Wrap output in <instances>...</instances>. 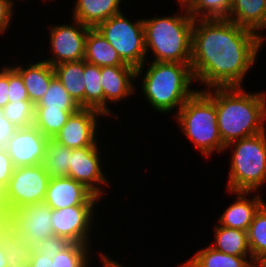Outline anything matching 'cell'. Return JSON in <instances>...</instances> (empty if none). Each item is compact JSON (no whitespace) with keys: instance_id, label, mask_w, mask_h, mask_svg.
Returning <instances> with one entry per match:
<instances>
[{"instance_id":"15","label":"cell","mask_w":266,"mask_h":267,"mask_svg":"<svg viewBox=\"0 0 266 267\" xmlns=\"http://www.w3.org/2000/svg\"><path fill=\"white\" fill-rule=\"evenodd\" d=\"M100 200L83 184L71 177L50 178L45 202L52 209H62L77 205H96Z\"/></svg>"},{"instance_id":"34","label":"cell","mask_w":266,"mask_h":267,"mask_svg":"<svg viewBox=\"0 0 266 267\" xmlns=\"http://www.w3.org/2000/svg\"><path fill=\"white\" fill-rule=\"evenodd\" d=\"M9 102L20 100H29L27 89L24 85L21 75L12 67L9 66Z\"/></svg>"},{"instance_id":"7","label":"cell","mask_w":266,"mask_h":267,"mask_svg":"<svg viewBox=\"0 0 266 267\" xmlns=\"http://www.w3.org/2000/svg\"><path fill=\"white\" fill-rule=\"evenodd\" d=\"M96 29L114 47L125 64L137 69L138 79L148 58L143 19L131 22L121 12L100 23Z\"/></svg>"},{"instance_id":"4","label":"cell","mask_w":266,"mask_h":267,"mask_svg":"<svg viewBox=\"0 0 266 267\" xmlns=\"http://www.w3.org/2000/svg\"><path fill=\"white\" fill-rule=\"evenodd\" d=\"M179 5L184 14L143 19L146 55L152 51L154 62H191L194 18Z\"/></svg>"},{"instance_id":"22","label":"cell","mask_w":266,"mask_h":267,"mask_svg":"<svg viewBox=\"0 0 266 267\" xmlns=\"http://www.w3.org/2000/svg\"><path fill=\"white\" fill-rule=\"evenodd\" d=\"M1 241L5 250L7 267H29L34 252L21 235L7 222L0 228Z\"/></svg>"},{"instance_id":"33","label":"cell","mask_w":266,"mask_h":267,"mask_svg":"<svg viewBox=\"0 0 266 267\" xmlns=\"http://www.w3.org/2000/svg\"><path fill=\"white\" fill-rule=\"evenodd\" d=\"M0 111L16 128H28L34 125L35 105L30 100L8 102Z\"/></svg>"},{"instance_id":"41","label":"cell","mask_w":266,"mask_h":267,"mask_svg":"<svg viewBox=\"0 0 266 267\" xmlns=\"http://www.w3.org/2000/svg\"><path fill=\"white\" fill-rule=\"evenodd\" d=\"M0 213L7 219L6 188L0 185Z\"/></svg>"},{"instance_id":"26","label":"cell","mask_w":266,"mask_h":267,"mask_svg":"<svg viewBox=\"0 0 266 267\" xmlns=\"http://www.w3.org/2000/svg\"><path fill=\"white\" fill-rule=\"evenodd\" d=\"M71 152V148L49 138L42 165L50 178L69 177Z\"/></svg>"},{"instance_id":"6","label":"cell","mask_w":266,"mask_h":267,"mask_svg":"<svg viewBox=\"0 0 266 267\" xmlns=\"http://www.w3.org/2000/svg\"><path fill=\"white\" fill-rule=\"evenodd\" d=\"M232 146V147H231ZM227 190L257 192L266 181V131L233 141Z\"/></svg>"},{"instance_id":"32","label":"cell","mask_w":266,"mask_h":267,"mask_svg":"<svg viewBox=\"0 0 266 267\" xmlns=\"http://www.w3.org/2000/svg\"><path fill=\"white\" fill-rule=\"evenodd\" d=\"M89 245L70 243L64 250L53 258V267H89Z\"/></svg>"},{"instance_id":"24","label":"cell","mask_w":266,"mask_h":267,"mask_svg":"<svg viewBox=\"0 0 266 267\" xmlns=\"http://www.w3.org/2000/svg\"><path fill=\"white\" fill-rule=\"evenodd\" d=\"M55 77L81 108H85L84 60L53 66Z\"/></svg>"},{"instance_id":"9","label":"cell","mask_w":266,"mask_h":267,"mask_svg":"<svg viewBox=\"0 0 266 267\" xmlns=\"http://www.w3.org/2000/svg\"><path fill=\"white\" fill-rule=\"evenodd\" d=\"M74 23L50 26V47L52 57L45 59L51 66L64 62L84 60L85 41L90 27L78 20Z\"/></svg>"},{"instance_id":"45","label":"cell","mask_w":266,"mask_h":267,"mask_svg":"<svg viewBox=\"0 0 266 267\" xmlns=\"http://www.w3.org/2000/svg\"><path fill=\"white\" fill-rule=\"evenodd\" d=\"M257 267H266V258H265L263 261H261V262L257 265Z\"/></svg>"},{"instance_id":"31","label":"cell","mask_w":266,"mask_h":267,"mask_svg":"<svg viewBox=\"0 0 266 267\" xmlns=\"http://www.w3.org/2000/svg\"><path fill=\"white\" fill-rule=\"evenodd\" d=\"M35 107L65 111H78L81 108L56 77L50 82L48 90Z\"/></svg>"},{"instance_id":"19","label":"cell","mask_w":266,"mask_h":267,"mask_svg":"<svg viewBox=\"0 0 266 267\" xmlns=\"http://www.w3.org/2000/svg\"><path fill=\"white\" fill-rule=\"evenodd\" d=\"M227 20L265 39L260 31L266 28V0H233Z\"/></svg>"},{"instance_id":"3","label":"cell","mask_w":266,"mask_h":267,"mask_svg":"<svg viewBox=\"0 0 266 267\" xmlns=\"http://www.w3.org/2000/svg\"><path fill=\"white\" fill-rule=\"evenodd\" d=\"M142 78L143 96L156 111L178 110L197 90L190 87L195 81L190 63L154 62Z\"/></svg>"},{"instance_id":"27","label":"cell","mask_w":266,"mask_h":267,"mask_svg":"<svg viewBox=\"0 0 266 267\" xmlns=\"http://www.w3.org/2000/svg\"><path fill=\"white\" fill-rule=\"evenodd\" d=\"M247 237L252 259L258 265L266 258V202L256 212Z\"/></svg>"},{"instance_id":"18","label":"cell","mask_w":266,"mask_h":267,"mask_svg":"<svg viewBox=\"0 0 266 267\" xmlns=\"http://www.w3.org/2000/svg\"><path fill=\"white\" fill-rule=\"evenodd\" d=\"M12 67L21 75L29 100L36 105L48 90L50 82L55 78L53 66L40 60L37 63H29L27 68H23L22 65Z\"/></svg>"},{"instance_id":"16","label":"cell","mask_w":266,"mask_h":267,"mask_svg":"<svg viewBox=\"0 0 266 267\" xmlns=\"http://www.w3.org/2000/svg\"><path fill=\"white\" fill-rule=\"evenodd\" d=\"M136 68L130 65L102 66L101 85L104 93V115H113L108 102H120L136 91L133 81L136 79Z\"/></svg>"},{"instance_id":"38","label":"cell","mask_w":266,"mask_h":267,"mask_svg":"<svg viewBox=\"0 0 266 267\" xmlns=\"http://www.w3.org/2000/svg\"><path fill=\"white\" fill-rule=\"evenodd\" d=\"M9 66L0 69V110L9 102Z\"/></svg>"},{"instance_id":"43","label":"cell","mask_w":266,"mask_h":267,"mask_svg":"<svg viewBox=\"0 0 266 267\" xmlns=\"http://www.w3.org/2000/svg\"><path fill=\"white\" fill-rule=\"evenodd\" d=\"M5 250L1 241V236H0V267H7V259L5 257Z\"/></svg>"},{"instance_id":"37","label":"cell","mask_w":266,"mask_h":267,"mask_svg":"<svg viewBox=\"0 0 266 267\" xmlns=\"http://www.w3.org/2000/svg\"><path fill=\"white\" fill-rule=\"evenodd\" d=\"M14 4L9 0H0V34L6 33L13 18Z\"/></svg>"},{"instance_id":"40","label":"cell","mask_w":266,"mask_h":267,"mask_svg":"<svg viewBox=\"0 0 266 267\" xmlns=\"http://www.w3.org/2000/svg\"><path fill=\"white\" fill-rule=\"evenodd\" d=\"M29 267H53V261L50 256L34 251Z\"/></svg>"},{"instance_id":"20","label":"cell","mask_w":266,"mask_h":267,"mask_svg":"<svg viewBox=\"0 0 266 267\" xmlns=\"http://www.w3.org/2000/svg\"><path fill=\"white\" fill-rule=\"evenodd\" d=\"M122 0H76L73 9V19L83 25L96 28L111 16L121 13Z\"/></svg>"},{"instance_id":"28","label":"cell","mask_w":266,"mask_h":267,"mask_svg":"<svg viewBox=\"0 0 266 267\" xmlns=\"http://www.w3.org/2000/svg\"><path fill=\"white\" fill-rule=\"evenodd\" d=\"M233 0H186L183 5L196 19H227Z\"/></svg>"},{"instance_id":"10","label":"cell","mask_w":266,"mask_h":267,"mask_svg":"<svg viewBox=\"0 0 266 267\" xmlns=\"http://www.w3.org/2000/svg\"><path fill=\"white\" fill-rule=\"evenodd\" d=\"M96 205H77L52 209L51 226L55 236L64 237L71 243L90 245L89 236L95 216Z\"/></svg>"},{"instance_id":"1","label":"cell","mask_w":266,"mask_h":267,"mask_svg":"<svg viewBox=\"0 0 266 267\" xmlns=\"http://www.w3.org/2000/svg\"><path fill=\"white\" fill-rule=\"evenodd\" d=\"M264 39L227 19H196L192 30L191 70L205 88L242 87Z\"/></svg>"},{"instance_id":"42","label":"cell","mask_w":266,"mask_h":267,"mask_svg":"<svg viewBox=\"0 0 266 267\" xmlns=\"http://www.w3.org/2000/svg\"><path fill=\"white\" fill-rule=\"evenodd\" d=\"M101 258V264H103V267H124V265H121L118 261L112 260L109 258V255L107 256L104 253H100Z\"/></svg>"},{"instance_id":"35","label":"cell","mask_w":266,"mask_h":267,"mask_svg":"<svg viewBox=\"0 0 266 267\" xmlns=\"http://www.w3.org/2000/svg\"><path fill=\"white\" fill-rule=\"evenodd\" d=\"M71 242L64 237L51 236L44 241H39L34 244V251L46 254L53 258L58 252L64 250Z\"/></svg>"},{"instance_id":"23","label":"cell","mask_w":266,"mask_h":267,"mask_svg":"<svg viewBox=\"0 0 266 267\" xmlns=\"http://www.w3.org/2000/svg\"><path fill=\"white\" fill-rule=\"evenodd\" d=\"M179 267H257V265L254 263L252 256L226 254L209 245L198 250L192 258Z\"/></svg>"},{"instance_id":"17","label":"cell","mask_w":266,"mask_h":267,"mask_svg":"<svg viewBox=\"0 0 266 267\" xmlns=\"http://www.w3.org/2000/svg\"><path fill=\"white\" fill-rule=\"evenodd\" d=\"M228 192L235 193V195L237 194V200L229 205L219 217V225L227 228L248 231L256 212L265 201L260 195H254L253 198H248V194H251L252 192Z\"/></svg>"},{"instance_id":"2","label":"cell","mask_w":266,"mask_h":267,"mask_svg":"<svg viewBox=\"0 0 266 267\" xmlns=\"http://www.w3.org/2000/svg\"><path fill=\"white\" fill-rule=\"evenodd\" d=\"M218 131L226 146L266 131V93L242 87H215Z\"/></svg>"},{"instance_id":"12","label":"cell","mask_w":266,"mask_h":267,"mask_svg":"<svg viewBox=\"0 0 266 267\" xmlns=\"http://www.w3.org/2000/svg\"><path fill=\"white\" fill-rule=\"evenodd\" d=\"M49 138L34 125L16 128L3 146L15 168L41 165L46 153Z\"/></svg>"},{"instance_id":"25","label":"cell","mask_w":266,"mask_h":267,"mask_svg":"<svg viewBox=\"0 0 266 267\" xmlns=\"http://www.w3.org/2000/svg\"><path fill=\"white\" fill-rule=\"evenodd\" d=\"M214 231L215 243L210 246L215 250L235 256H251L247 231L221 225H216Z\"/></svg>"},{"instance_id":"5","label":"cell","mask_w":266,"mask_h":267,"mask_svg":"<svg viewBox=\"0 0 266 267\" xmlns=\"http://www.w3.org/2000/svg\"><path fill=\"white\" fill-rule=\"evenodd\" d=\"M175 118L186 138L203 156L225 150L217 125L215 87L197 90L176 112Z\"/></svg>"},{"instance_id":"36","label":"cell","mask_w":266,"mask_h":267,"mask_svg":"<svg viewBox=\"0 0 266 267\" xmlns=\"http://www.w3.org/2000/svg\"><path fill=\"white\" fill-rule=\"evenodd\" d=\"M14 168L6 150L3 147L0 148V185H3L5 188L8 186Z\"/></svg>"},{"instance_id":"8","label":"cell","mask_w":266,"mask_h":267,"mask_svg":"<svg viewBox=\"0 0 266 267\" xmlns=\"http://www.w3.org/2000/svg\"><path fill=\"white\" fill-rule=\"evenodd\" d=\"M49 180L42 164L14 168L6 187L7 218L23 206L44 201Z\"/></svg>"},{"instance_id":"44","label":"cell","mask_w":266,"mask_h":267,"mask_svg":"<svg viewBox=\"0 0 266 267\" xmlns=\"http://www.w3.org/2000/svg\"><path fill=\"white\" fill-rule=\"evenodd\" d=\"M7 222V219L0 213V228Z\"/></svg>"},{"instance_id":"30","label":"cell","mask_w":266,"mask_h":267,"mask_svg":"<svg viewBox=\"0 0 266 267\" xmlns=\"http://www.w3.org/2000/svg\"><path fill=\"white\" fill-rule=\"evenodd\" d=\"M77 111L48 109V107H35L34 126L48 138H53L67 123L71 114Z\"/></svg>"},{"instance_id":"13","label":"cell","mask_w":266,"mask_h":267,"mask_svg":"<svg viewBox=\"0 0 266 267\" xmlns=\"http://www.w3.org/2000/svg\"><path fill=\"white\" fill-rule=\"evenodd\" d=\"M98 146L72 149L70 154L69 177L83 184L94 195L101 198L104 193L103 186H108V180L101 168ZM101 185H103L101 187Z\"/></svg>"},{"instance_id":"39","label":"cell","mask_w":266,"mask_h":267,"mask_svg":"<svg viewBox=\"0 0 266 267\" xmlns=\"http://www.w3.org/2000/svg\"><path fill=\"white\" fill-rule=\"evenodd\" d=\"M16 127L0 111V145L3 147L12 136Z\"/></svg>"},{"instance_id":"46","label":"cell","mask_w":266,"mask_h":267,"mask_svg":"<svg viewBox=\"0 0 266 267\" xmlns=\"http://www.w3.org/2000/svg\"><path fill=\"white\" fill-rule=\"evenodd\" d=\"M179 4H183L186 0H176Z\"/></svg>"},{"instance_id":"29","label":"cell","mask_w":266,"mask_h":267,"mask_svg":"<svg viewBox=\"0 0 266 267\" xmlns=\"http://www.w3.org/2000/svg\"><path fill=\"white\" fill-rule=\"evenodd\" d=\"M85 108L104 114V93L101 85V67L84 60Z\"/></svg>"},{"instance_id":"11","label":"cell","mask_w":266,"mask_h":267,"mask_svg":"<svg viewBox=\"0 0 266 267\" xmlns=\"http://www.w3.org/2000/svg\"><path fill=\"white\" fill-rule=\"evenodd\" d=\"M52 208L45 201L23 206L9 214L7 223L29 245L55 236L51 226Z\"/></svg>"},{"instance_id":"14","label":"cell","mask_w":266,"mask_h":267,"mask_svg":"<svg viewBox=\"0 0 266 267\" xmlns=\"http://www.w3.org/2000/svg\"><path fill=\"white\" fill-rule=\"evenodd\" d=\"M104 116L98 110L92 108H80L71 114L67 123L52 138L59 144L71 149L98 146L96 131L98 117Z\"/></svg>"},{"instance_id":"21","label":"cell","mask_w":266,"mask_h":267,"mask_svg":"<svg viewBox=\"0 0 266 267\" xmlns=\"http://www.w3.org/2000/svg\"><path fill=\"white\" fill-rule=\"evenodd\" d=\"M84 60L99 67L127 65L121 60L114 47L96 28L88 30Z\"/></svg>"}]
</instances>
